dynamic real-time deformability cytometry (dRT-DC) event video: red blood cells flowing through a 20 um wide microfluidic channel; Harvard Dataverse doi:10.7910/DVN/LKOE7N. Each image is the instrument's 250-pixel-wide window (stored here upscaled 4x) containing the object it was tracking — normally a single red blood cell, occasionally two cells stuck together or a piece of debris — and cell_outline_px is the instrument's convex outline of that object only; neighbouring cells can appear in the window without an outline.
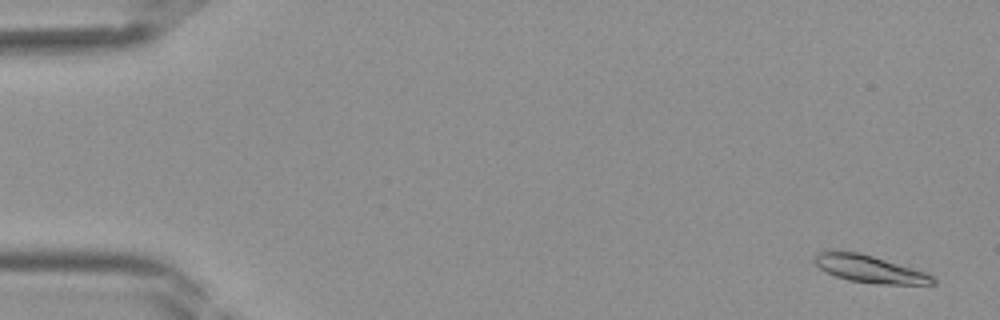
{"species": "Egyptian fruit bat (a non-hibernating species)", "species_latin": "Rousettus aegyptiacus", "temperature_condition": "room temperature", "stored_images_in_passage": 37, "camera_frame_rate_fps": 3000, "um_per_image_px": 0.085, "frame": {"image": 1, "passage_image": 1, "time_ms": 0.0, "image_size_px": [1000, 320], "cell_outline_px": [[936, 284], [876, 284], [848, 280], [836, 276], [820, 268], [812, 260], [816, 252], [832, 248], [860, 252], [912, 268], [924, 272], [932, 276], [936, 280]], "centroid_in_image_um": [73.82, 22.82], "position_along_channel_um": 11.2, "area_um2": 19.13}}
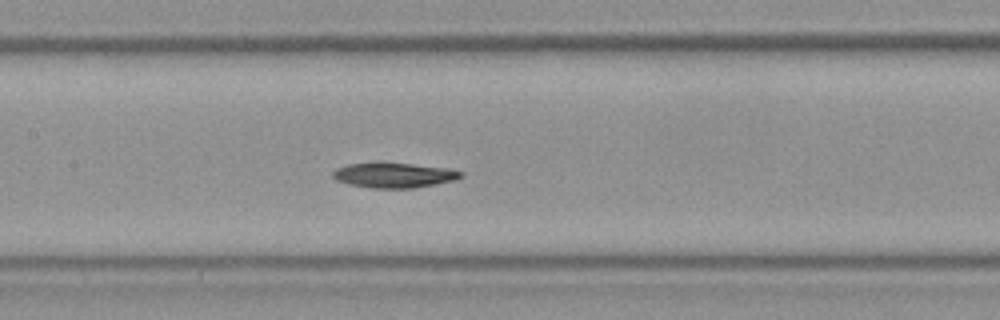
{"frame": {"image": 2, "passage_image": 19, "time_ms": 6.0, "image_size_px": [1000, 320], "cell_outline_px": [[464, 176], [456, 180], [436, 184], [412, 188], [372, 188], [348, 184], [336, 180], [332, 176], [332, 172], [336, 168], [348, 164], [376, 160], [384, 160], [448, 168], [464, 172]], "centroid_in_image_um": [33.47, 14.85], "position_along_channel_um": 173.9, "area_um2": 19.54}}
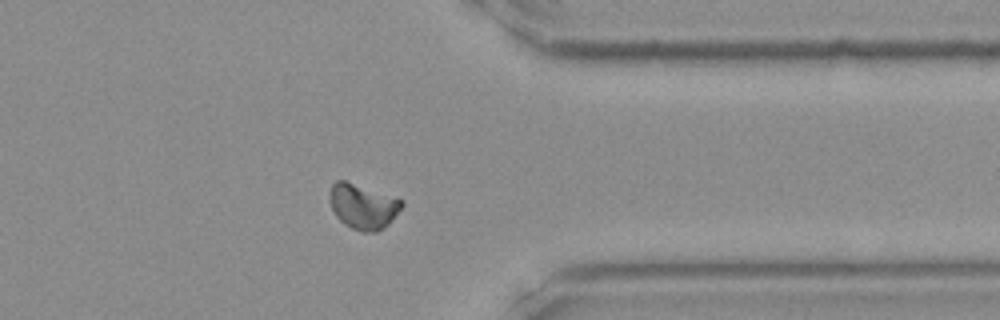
{"frame": {"image": 3, "passage_image": 32, "time_ms": 10.333, "image_size_px": [1000, 320], "cell_outline_px": [[404, 204], [388, 224], [376, 232], [360, 232], [344, 224], [336, 216], [328, 200], [328, 192], [332, 184], [336, 180], [344, 180], [404, 200]], "centroid_in_image_um": [30.82, 17.53], "position_along_channel_um": 380.6, "area_um2": 18.96}}